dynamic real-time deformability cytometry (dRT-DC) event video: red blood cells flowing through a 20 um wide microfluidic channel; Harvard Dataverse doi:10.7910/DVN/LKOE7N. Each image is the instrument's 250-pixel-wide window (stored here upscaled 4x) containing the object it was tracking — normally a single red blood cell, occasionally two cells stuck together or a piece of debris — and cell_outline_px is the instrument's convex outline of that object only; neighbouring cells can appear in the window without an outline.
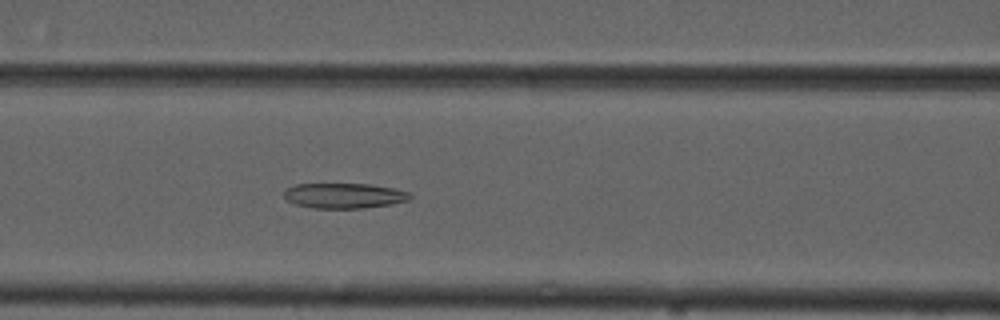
{"species": "common noctule bat (a hibernating species)", "species_latin": "Nyctalus noctula", "temperature_condition": "cold", "stored_images_in_passage": 53, "camera_frame_rate_fps": 3000, "um_per_image_px": 0.085, "animal": {"sex": "male", "forearm_length_mm": 52.5}, "frame": {"image": 1, "passage_image": 22, "time_ms": 7.0, "image_size_px": [1000, 320], "cell_outline_px": [[412, 196], [408, 200], [392, 204], [364, 208], [312, 208], [296, 204], [288, 200], [284, 196], [284, 188], [296, 184], [368, 184], [392, 188], [408, 192]], "centroid_in_image_um": [29.22, 16.63], "position_along_channel_um": 137.4, "area_um2": 18.44}}
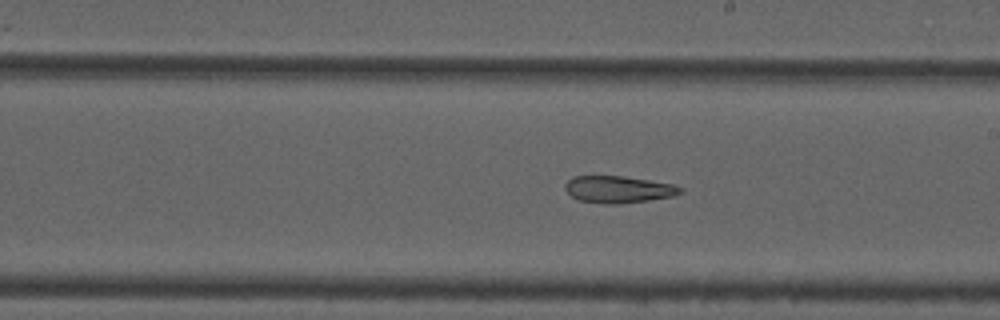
{"frame": {"image": 2, "passage_image": 30, "time_ms": 9.667, "image_size_px": [1000, 320], "cell_outline_px": [[684, 192], [672, 196], [648, 200], [616, 204], [608, 204], [580, 200], [572, 196], [564, 188], [564, 184], [572, 176], [624, 176], [672, 184], [684, 188]], "centroid_in_image_um": [52.56, 16.09], "position_along_channel_um": 236.4, "area_um2": 17.98}}
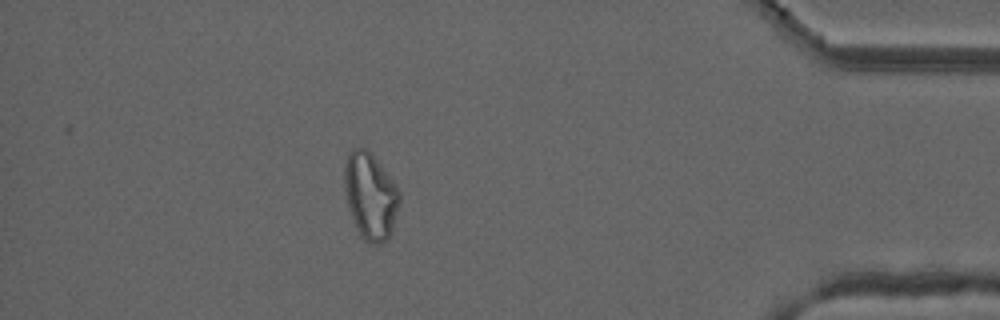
{"frame": {"image": 3, "passage_image": 47, "time_ms": 15.333, "image_size_px": [1000, 320], "cell_outline_px": [[400, 200], [392, 228], [388, 240], [380, 244], [368, 244], [364, 240], [356, 228], [348, 204], [344, 188], [344, 168], [348, 152], [352, 148], [364, 148], [380, 164], [396, 184], [400, 192]], "centroid_in_image_um": [31.48, 16.68], "position_along_channel_um": 403.7, "area_um2": 27.57}}